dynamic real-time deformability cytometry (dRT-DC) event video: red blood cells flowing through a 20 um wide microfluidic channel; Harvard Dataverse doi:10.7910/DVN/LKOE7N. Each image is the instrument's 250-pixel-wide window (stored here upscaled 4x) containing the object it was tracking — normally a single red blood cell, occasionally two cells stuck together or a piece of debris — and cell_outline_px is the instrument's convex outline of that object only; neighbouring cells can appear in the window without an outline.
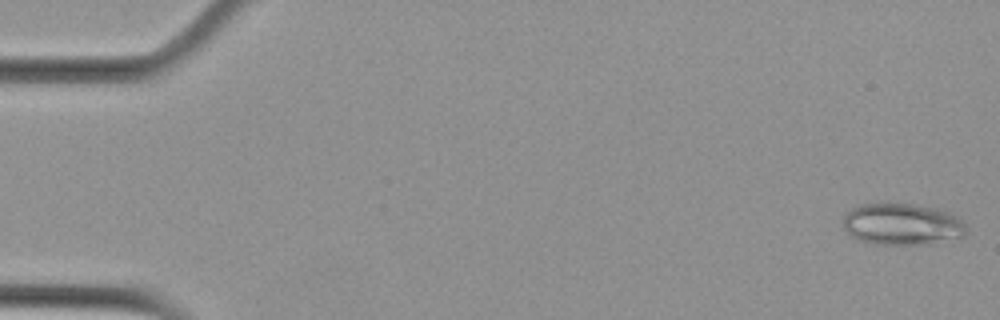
{"species": "Egyptian fruit bat (a non-hibernating species)", "species_latin": "Rousettus aegyptiacus", "temperature_condition": "cold", "stored_images_in_passage": 5, "camera_frame_rate_fps": 3000, "um_per_image_px": 0.085, "animal": {"sex": "female"}, "frame": {"image": 1, "passage_image": 1, "time_ms": 0.0, "image_size_px": [1000, 320], "cell_outline_px": [[968, 232], [964, 236], [928, 244], [876, 244], [860, 240], [852, 236], [844, 228], [844, 212], [852, 208], [864, 204], [912, 204], [936, 208], [948, 212], [956, 216], [964, 224]], "centroid_in_image_um": [76.68, 19.06], "position_along_channel_um": 8.3, "area_um2": 29.65}}